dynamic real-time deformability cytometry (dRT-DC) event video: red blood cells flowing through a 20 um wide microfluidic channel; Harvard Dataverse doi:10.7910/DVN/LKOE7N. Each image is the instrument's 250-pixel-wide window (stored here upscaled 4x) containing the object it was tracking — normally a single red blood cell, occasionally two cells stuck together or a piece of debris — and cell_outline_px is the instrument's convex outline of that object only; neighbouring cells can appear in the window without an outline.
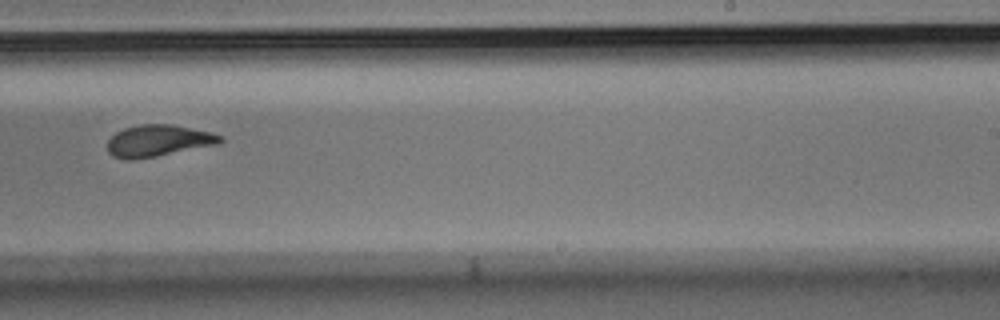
{"species": "Egyptian fruit bat (a non-hibernating species)", "species_latin": "Rousettus aegyptiacus", "temperature_condition": "room temperature", "stored_images_in_passage": 15, "camera_frame_rate_fps": 3000, "um_per_image_px": 0.085, "animal": {"sex": "male"}, "frame": {"image": 1, "passage_image": 9, "time_ms": 2.667, "image_size_px": [1000, 320], "cell_outline_px": [[224, 140], [220, 144], [156, 156], [132, 160], [124, 160], [112, 156], [108, 152], [108, 140], [116, 132], [124, 128], [140, 124], [172, 124], [212, 132], [224, 136]], "centroid_in_image_um": [13.48, 11.96], "position_along_channel_um": 275.5, "area_um2": 21.04}}
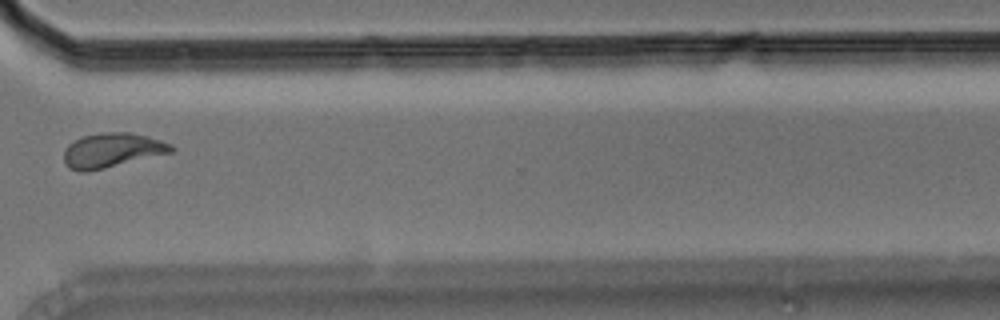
{"frame": {"image": 2, "passage_image": 11, "time_ms": 3.333, "image_size_px": [1000, 320], "cell_outline_px": [[176, 148], [172, 152], [88, 172], [80, 172], [68, 168], [64, 164], [64, 152], [68, 144], [84, 136], [104, 132], [128, 132], [148, 136], [172, 144]], "centroid_in_image_um": [9.52, 12.78], "position_along_channel_um": 361.1, "area_um2": 21.56}}
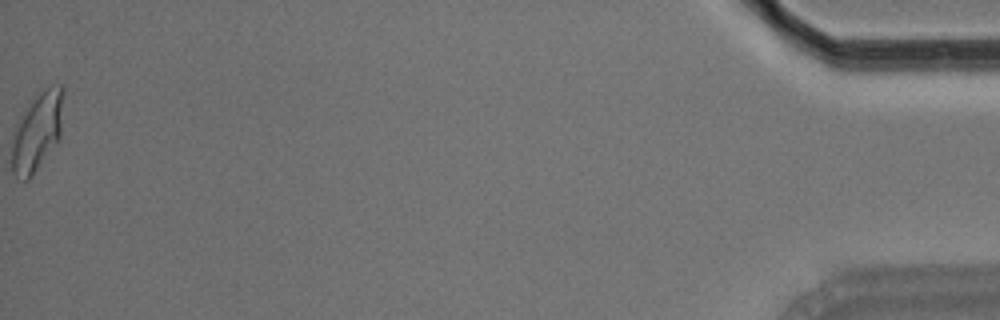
{"frame": {"image": 3, "passage_image": 15, "time_ms": 4.667, "image_size_px": [1000, 320], "cell_outline_px": [[64, 92], [60, 136], [32, 176], [28, 180], [24, 180], [16, 176], [12, 172], [12, 128], [16, 120], [24, 108], [32, 100], [48, 88], [60, 84], [64, 88]], "centroid_in_image_um": [3.12, 11.18], "position_along_channel_um": 432.1, "area_um2": 23.52}}